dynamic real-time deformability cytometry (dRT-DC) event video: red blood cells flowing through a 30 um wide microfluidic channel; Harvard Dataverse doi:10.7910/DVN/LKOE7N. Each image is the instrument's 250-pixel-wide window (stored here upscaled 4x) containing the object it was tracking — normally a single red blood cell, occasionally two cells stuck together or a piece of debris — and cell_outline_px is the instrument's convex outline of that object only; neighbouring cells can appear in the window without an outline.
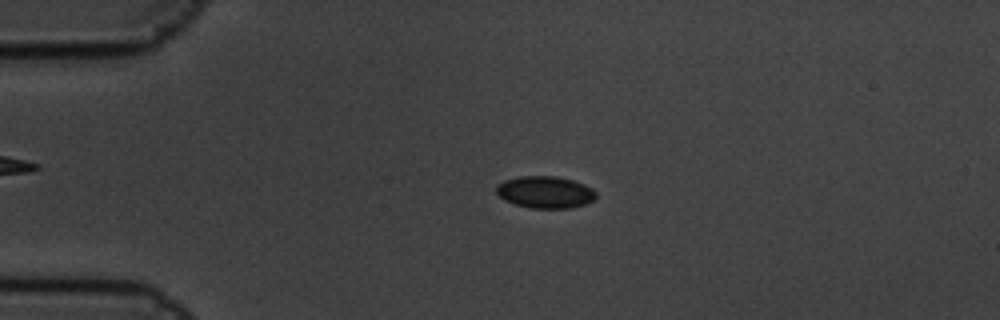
{"species": "common noctule bat (a hibernating species)", "species_latin": "Nyctalus noctula", "temperature_condition": "cold", "stored_images_in_passage": 5, "camera_frame_rate_fps": 3000, "um_per_image_px": 0.085, "animal": {"sex": "male", "body_mass_g": 19.5, "forearm_length_mm": 54.6}, "frame": {"image": 1, "passage_image": 4, "time_ms": 1.0, "image_size_px": [1000, 320], "cell_outline_px": [[596, 196], [592, 200], [584, 204], [568, 208], [528, 208], [504, 200], [496, 192], [496, 184], [504, 180], [520, 176], [556, 176], [572, 180], [584, 184], [592, 188], [596, 192]], "centroid_in_image_um": [46.31, 16.32], "position_along_channel_um": 38.7, "area_um2": 18.55}}